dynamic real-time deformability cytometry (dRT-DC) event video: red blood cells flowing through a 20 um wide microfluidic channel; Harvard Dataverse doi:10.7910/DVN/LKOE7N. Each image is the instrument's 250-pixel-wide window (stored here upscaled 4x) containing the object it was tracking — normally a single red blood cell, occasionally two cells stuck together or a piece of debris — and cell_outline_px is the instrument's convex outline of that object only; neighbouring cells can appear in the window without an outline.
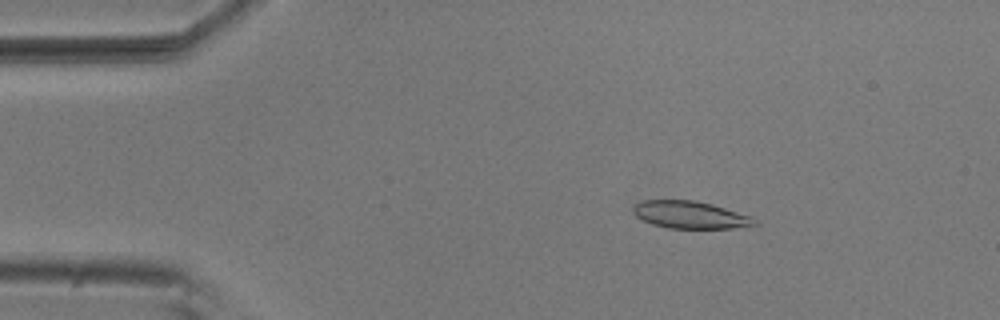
{"species": "common noctule bat (a hibernating species)", "species_latin": "Nyctalus noctula", "temperature_condition": "room temperature", "stored_images_in_passage": 4, "camera_frame_rate_fps": 3000, "um_per_image_px": 0.085, "animal": {"sex": "male", "body_mass_g": 20.5, "forearm_length_mm": 52.5}, "frame": {"image": 1, "passage_image": 3, "time_ms": 0.667, "image_size_px": [1000, 320], "cell_outline_px": [[760, 224], [732, 228], [668, 228], [652, 224], [636, 216], [632, 212], [632, 208], [636, 204], [644, 200], [696, 200], [712, 204], [752, 216]], "centroid_in_image_um": [58.68, 18.26], "position_along_channel_um": 26.3, "area_um2": 19.36}}
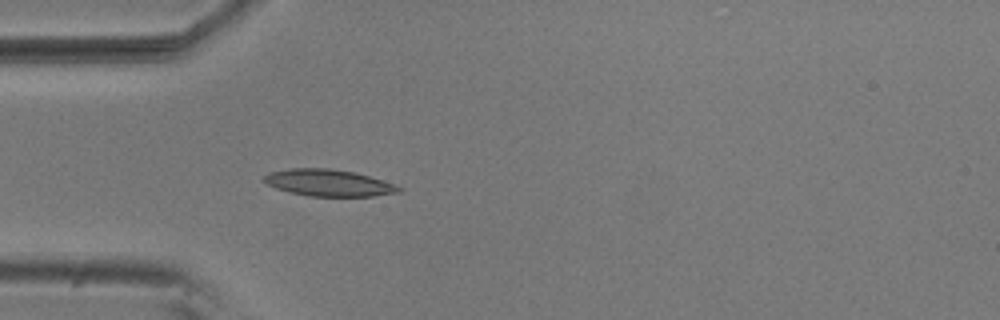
{"frame": {"image": 2, "passage_image": 4, "time_ms": 1.0, "image_size_px": [1000, 320], "cell_outline_px": [[404, 188], [400, 192], [372, 196], [308, 196], [288, 192], [276, 188], [268, 184], [264, 180], [264, 176], [268, 172], [292, 168], [328, 168], [356, 172], [396, 184]], "centroid_in_image_um": [27.96, 15.54], "position_along_channel_um": 57.0, "area_um2": 21.1}}